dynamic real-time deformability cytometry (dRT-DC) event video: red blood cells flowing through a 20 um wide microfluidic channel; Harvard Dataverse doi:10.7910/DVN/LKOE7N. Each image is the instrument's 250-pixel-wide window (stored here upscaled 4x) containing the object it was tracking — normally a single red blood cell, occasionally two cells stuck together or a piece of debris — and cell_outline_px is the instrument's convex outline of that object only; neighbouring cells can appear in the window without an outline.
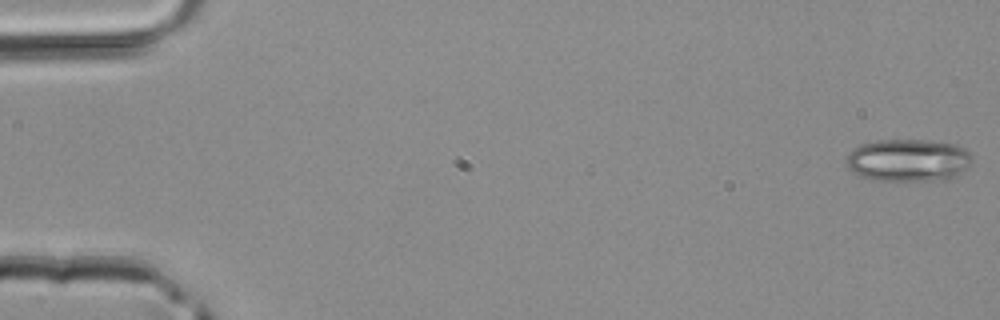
{"species": "common noctule bat (a hibernating species)", "species_latin": "Nyctalus noctula", "temperature_condition": "room temperature", "stored_images_in_passage": 45, "camera_frame_rate_fps": 3000, "um_per_image_px": 0.085, "animal": {"sex": "male", "body_mass_g": 20.4}, "frame": {"image": 1, "passage_image": 1, "time_ms": 0.0, "image_size_px": [1000, 320], "cell_outline_px": [[972, 160], [956, 176], [948, 180], [872, 180], [860, 176], [848, 168], [844, 164], [844, 160], [848, 152], [860, 144], [880, 140], [928, 140], [956, 144], [964, 148], [972, 156]], "centroid_in_image_um": [77.15, 13.61], "position_along_channel_um": 7.9, "area_um2": 31.33}}
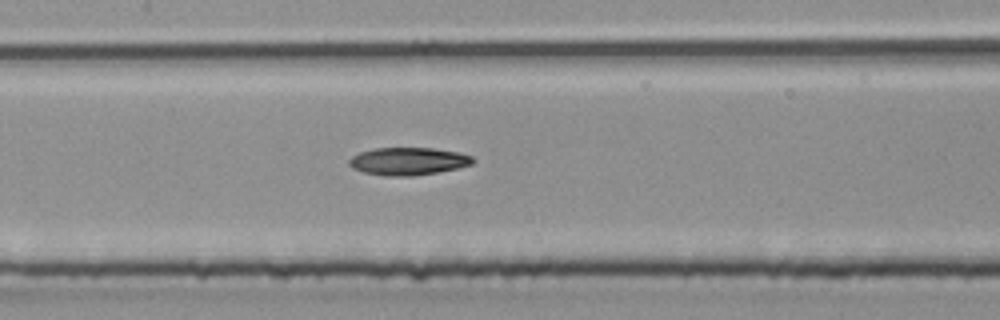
{"frame": {"image": 2, "passage_image": 22, "time_ms": 7.0, "image_size_px": [1000, 320], "cell_outline_px": [[476, 160], [472, 164], [440, 172], [412, 176], [384, 176], [364, 172], [352, 168], [348, 164], [348, 160], [352, 156], [360, 152], [376, 148], [432, 148], [460, 152], [472, 156]], "centroid_in_image_um": [34.7, 13.71], "position_along_channel_um": 172.7, "area_um2": 20.06}}
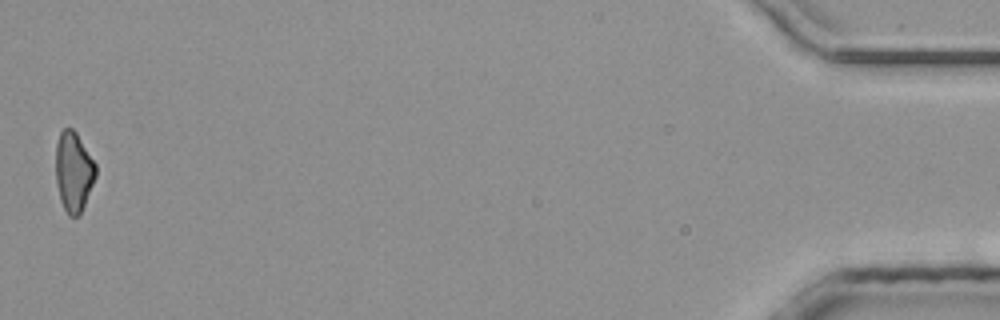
{"frame": {"image": 3, "passage_image": 45, "time_ms": 14.667, "image_size_px": [1000, 320], "cell_outline_px": [[96, 176], [84, 204], [80, 212], [76, 216], [68, 216], [60, 200], [56, 184], [56, 144], [60, 132], [64, 128], [72, 128], [76, 132], [96, 164]], "centroid_in_image_um": [6.24, 14.57], "position_along_channel_um": 429.0, "area_um2": 18.44}}